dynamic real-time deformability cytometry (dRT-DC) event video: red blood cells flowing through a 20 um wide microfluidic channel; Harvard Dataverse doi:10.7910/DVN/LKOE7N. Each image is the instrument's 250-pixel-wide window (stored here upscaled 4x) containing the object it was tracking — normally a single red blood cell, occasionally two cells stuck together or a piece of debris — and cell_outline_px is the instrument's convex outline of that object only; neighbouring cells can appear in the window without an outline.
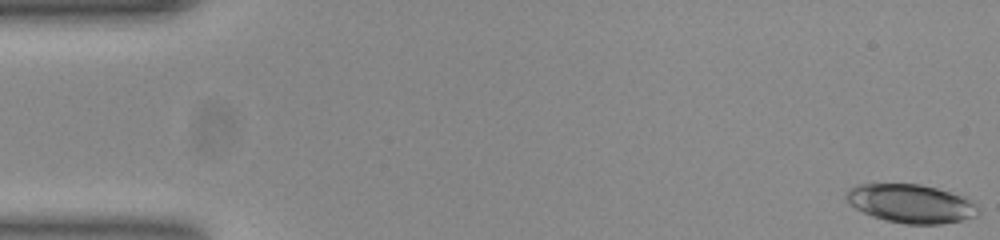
{"species": "common noctule bat (a hibernating species)", "species_latin": "Nyctalus noctula", "temperature_condition": "room temperature", "stored_images_in_passage": 54, "segment_of_instrument_passage": [1, 2], "camera_frame_rate_fps": 3000, "um_per_image_px": 0.085, "animal": {"sex": "female", "body_mass_g": 23.0, "forearm_length_mm": 53.4}, "frame": {"image": 1, "passage_image": 1, "time_ms": 0.0, "image_size_px": [1000, 240], "cell_outline_px": [[980, 208], [976, 216], [960, 220], [940, 224], [904, 224], [884, 220], [872, 216], [848, 204], [844, 196], [852, 188], [860, 184], [920, 184], [968, 196]], "centroid_in_image_um": [77.47, 17.3], "position_along_channel_um": 7.5, "area_um2": 29.82}}
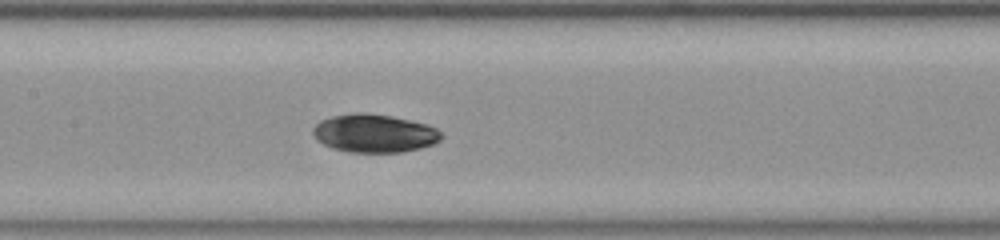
{"frame": {"image": 2, "passage_image": 25, "time_ms": 8.0, "image_size_px": [1000, 240], "cell_outline_px": [[444, 136], [440, 140], [432, 144], [420, 148], [400, 152], [352, 152], [336, 148], [324, 144], [316, 140], [312, 132], [312, 128], [320, 120], [332, 116], [356, 112], [364, 112], [392, 116], [424, 124], [436, 128]], "centroid_in_image_um": [31.79, 11.32], "position_along_channel_um": 175.6, "area_um2": 28.38}}
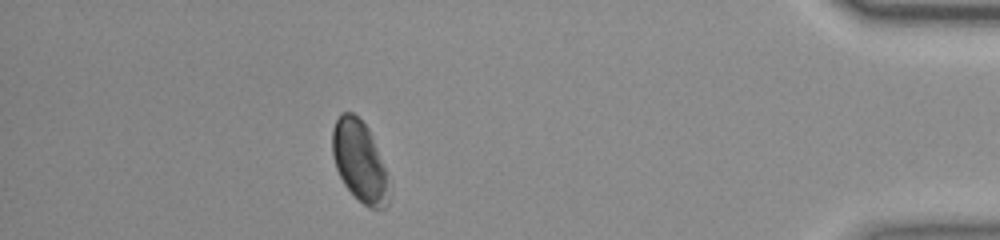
{"frame": {"image": 3, "passage_image": 47, "time_ms": 15.333, "image_size_px": [1000, 240], "cell_outline_px": [[388, 204], [384, 208], [368, 208], [344, 184], [336, 168], [332, 152], [332, 132], [336, 120], [340, 112], [352, 112], [368, 128], [384, 168], [388, 200]], "centroid_in_image_um": [30.51, 13.68], "position_along_channel_um": 404.7, "area_um2": 25.78}}